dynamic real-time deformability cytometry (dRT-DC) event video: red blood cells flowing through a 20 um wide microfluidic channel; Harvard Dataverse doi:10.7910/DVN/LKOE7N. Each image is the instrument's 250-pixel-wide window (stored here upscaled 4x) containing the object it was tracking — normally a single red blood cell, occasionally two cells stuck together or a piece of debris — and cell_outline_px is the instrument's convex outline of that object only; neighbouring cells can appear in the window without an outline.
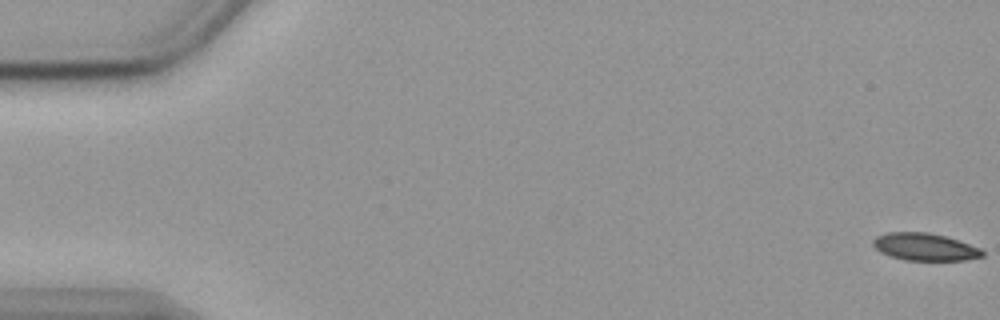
{"species": "common noctule bat (a hibernating species)", "species_latin": "Nyctalus noctula", "temperature_condition": "cold", "stored_images_in_passage": 57, "camera_frame_rate_fps": 3000, "um_per_image_px": 0.085, "animal": {"sex": "female", "body_mass_g": 19.9}, "frame": {"image": 1, "passage_image": 1, "time_ms": 0.0, "image_size_px": [1000, 320], "cell_outline_px": [[984, 256], [964, 260], [904, 260], [880, 252], [872, 244], [872, 240], [876, 236], [888, 232], [928, 232], [944, 236], [980, 248], [984, 252]], "centroid_in_image_um": [78.58, 20.98], "position_along_channel_um": 6.4, "area_um2": 17.28}}
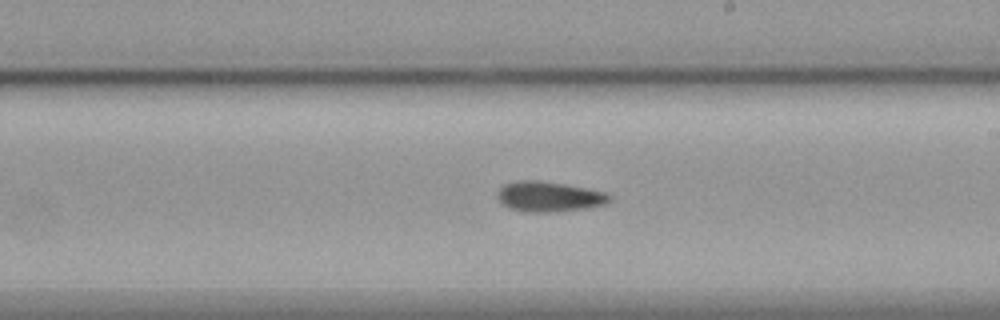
{"frame": {"image": 2, "passage_image": 33, "time_ms": 10.667, "image_size_px": [1000, 320], "cell_outline_px": [[612, 200], [608, 204], [592, 208], [552, 212], [524, 212], [508, 208], [500, 204], [496, 196], [496, 192], [504, 184], [516, 180], [540, 180], [588, 188], [608, 192], [612, 196]], "centroid_in_image_um": [46.69, 16.72], "position_along_channel_um": 242.3, "area_um2": 20.46}}
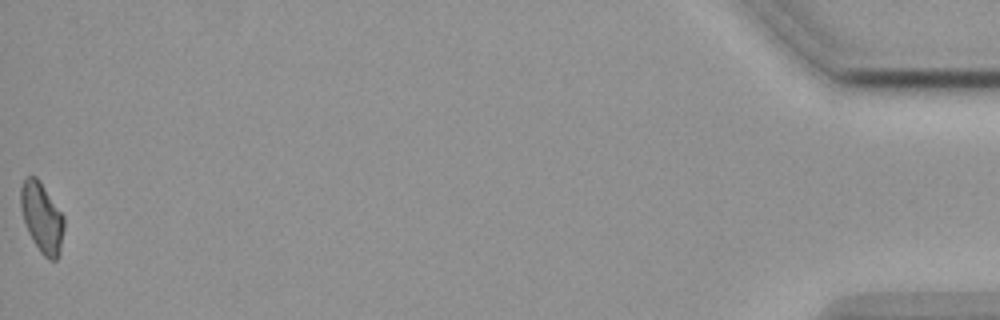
{"frame": {"image": 3, "passage_image": 57, "time_ms": 18.667, "image_size_px": [1000, 320], "cell_outline_px": [[64, 228], [60, 252], [56, 260], [48, 260], [40, 252], [32, 240], [24, 224], [20, 208], [20, 188], [24, 176], [36, 176], [40, 180], [64, 216]], "centroid_in_image_um": [3.54, 18.48], "position_along_channel_um": 431.7, "area_um2": 18.03}}